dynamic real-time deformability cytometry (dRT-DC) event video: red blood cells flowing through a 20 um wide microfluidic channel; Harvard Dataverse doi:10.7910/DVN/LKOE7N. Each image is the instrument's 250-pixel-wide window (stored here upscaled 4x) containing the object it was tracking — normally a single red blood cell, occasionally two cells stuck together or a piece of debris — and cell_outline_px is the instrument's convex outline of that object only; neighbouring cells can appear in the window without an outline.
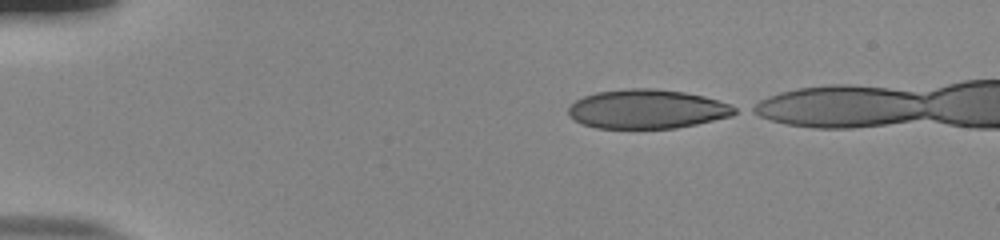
{"species": "human", "species_latin": "Homo sapiens", "temperature_condition": "room temperature", "stored_images_in_passage": 40, "camera_frame_rate_fps": 3000, "um_per_image_px": 0.085, "donor": {"sex": "male"}, "frame": {"image": 1, "passage_image": 1, "time_ms": 0.0, "image_size_px": [1000, 240], "cell_outline_px": [[740, 112], [732, 116], [696, 124], [676, 128], [596, 128], [584, 124], [568, 116], [568, 108], [576, 100], [584, 96], [596, 92], [628, 88], [652, 88], [684, 92], [704, 96], [732, 104], [740, 108]], "centroid_in_image_um": [55.06, 9.27], "position_along_channel_um": 29.9, "area_um2": 38.15}}
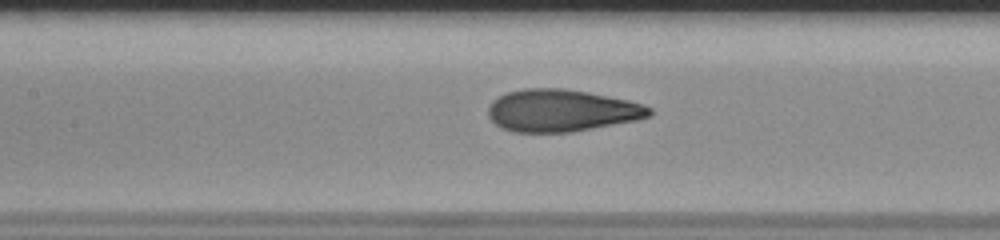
{"frame": {"image": 2, "passage_image": 17, "time_ms": 5.333, "image_size_px": [1000, 240], "cell_outline_px": [[652, 112], [648, 116], [636, 120], [572, 132], [512, 132], [500, 128], [488, 116], [488, 108], [500, 96], [508, 92], [524, 88], [564, 88], [588, 92], [628, 100], [644, 104], [652, 108]], "centroid_in_image_um": [47.73, 9.4], "position_along_channel_um": 159.7, "area_um2": 39.48}}
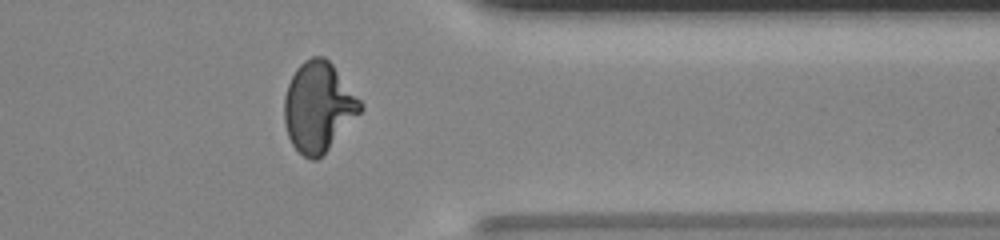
{"frame": {"image": 3, "passage_image": 35, "time_ms": 11.333, "image_size_px": [1000, 240], "cell_outline_px": [[364, 108], [328, 148], [316, 160], [312, 160], [304, 156], [292, 144], [288, 136], [284, 124], [284, 96], [288, 84], [296, 68], [304, 60], [312, 56], [324, 56], [332, 64], [364, 104]], "centroid_in_image_um": [27.05, 9.06], "position_along_channel_um": 384.4, "area_um2": 39.42}}